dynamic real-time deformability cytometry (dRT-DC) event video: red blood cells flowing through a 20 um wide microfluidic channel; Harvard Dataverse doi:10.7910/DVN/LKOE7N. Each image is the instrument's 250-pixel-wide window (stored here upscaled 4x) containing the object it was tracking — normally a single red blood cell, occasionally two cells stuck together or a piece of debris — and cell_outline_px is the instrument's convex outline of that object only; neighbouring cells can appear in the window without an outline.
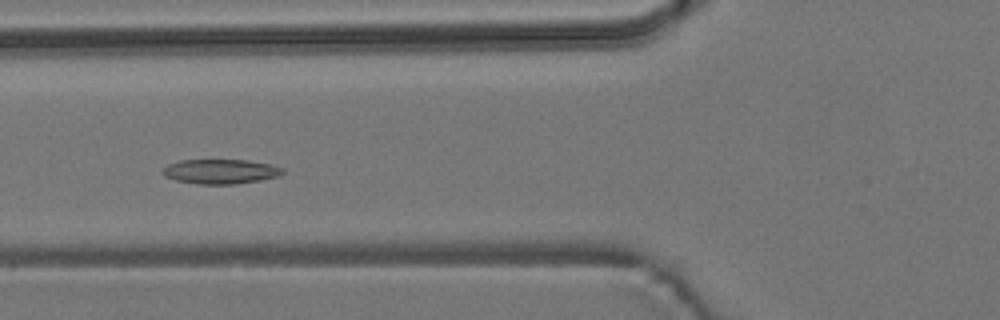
{"species": "common noctule bat (a hibernating species)", "species_latin": "Nyctalus noctula", "temperature_condition": "room temperature", "stored_images_in_passage": 7, "camera_frame_rate_fps": 3000, "um_per_image_px": 0.085, "animal": {"sex": "male", "body_mass_g": 19.2, "forearm_length_mm": 51.8}, "frame": {"image": 1, "passage_image": 5, "time_ms": 4.333, "image_size_px": [1000, 320], "cell_outline_px": [[284, 172], [280, 176], [260, 180], [236, 184], [196, 184], [176, 180], [164, 176], [160, 172], [168, 164], [180, 160], [248, 160], [272, 164], [284, 168]], "centroid_in_image_um": [18.76, 14.57], "position_along_channel_um": 107.0, "area_um2": 17.4}}
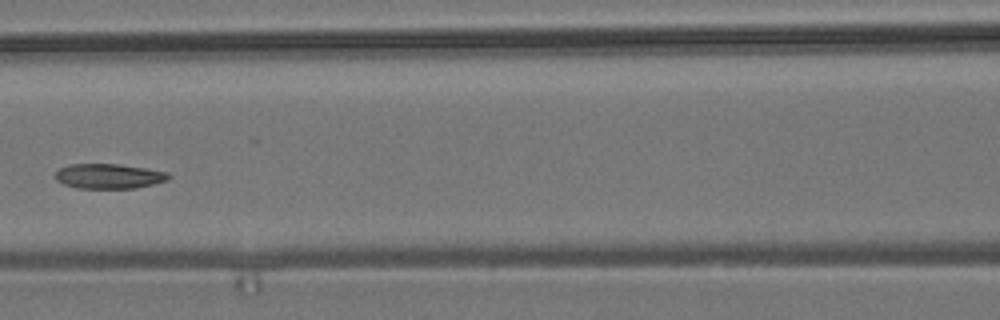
{"frame": {"image": 2, "passage_image": 6, "time_ms": 5.667, "image_size_px": [1000, 320], "cell_outline_px": [[172, 176], [168, 180], [136, 188], [76, 188], [64, 184], [56, 180], [56, 172], [60, 168], [68, 164], [120, 164], [168, 172]], "centroid_in_image_um": [9.26, 14.97], "position_along_channel_um": 157.3, "area_um2": 16.42}}
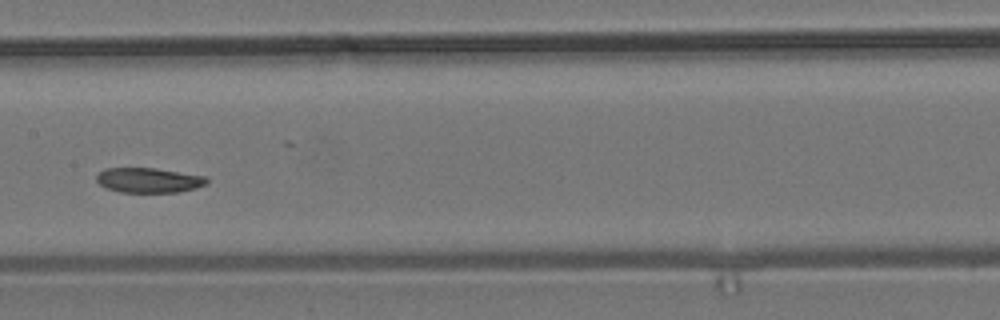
{"frame": {"image": 3, "passage_image": 7, "time_ms": 6.667, "image_size_px": [1000, 320], "cell_outline_px": [[208, 184], [196, 188], [180, 192], [120, 192], [104, 188], [96, 180], [96, 176], [104, 168], [156, 168], [204, 176], [208, 180]], "centroid_in_image_um": [12.63, 15.32], "position_along_channel_um": 194.8, "area_um2": 16.07}}